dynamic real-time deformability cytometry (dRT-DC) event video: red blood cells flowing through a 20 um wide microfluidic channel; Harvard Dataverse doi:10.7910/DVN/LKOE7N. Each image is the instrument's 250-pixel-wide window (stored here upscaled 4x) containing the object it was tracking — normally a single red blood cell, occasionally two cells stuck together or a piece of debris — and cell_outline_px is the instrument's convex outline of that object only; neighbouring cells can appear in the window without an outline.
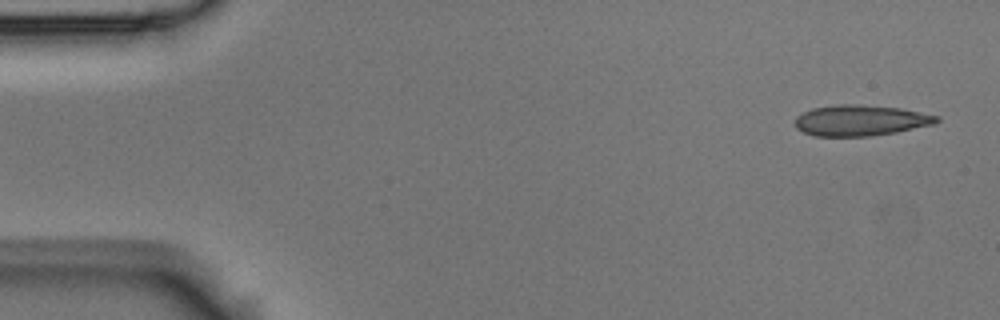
{"species": "Egyptian fruit bat (a non-hibernating species)", "species_latin": "Rousettus aegyptiacus", "temperature_condition": "room temperature", "stored_images_in_passage": 5, "camera_frame_rate_fps": 3000, "um_per_image_px": 0.085, "animal": {"sex": "male"}, "frame": {"image": 1, "passage_image": 1, "time_ms": 0.0, "image_size_px": [1000, 320], "cell_outline_px": [[940, 120], [936, 124], [896, 132], [872, 136], [816, 136], [804, 132], [796, 128], [796, 116], [812, 108], [836, 104], [860, 104], [900, 108], [940, 116]], "centroid_in_image_um": [73.18, 10.23], "position_along_channel_um": 11.8, "area_um2": 25.55}}
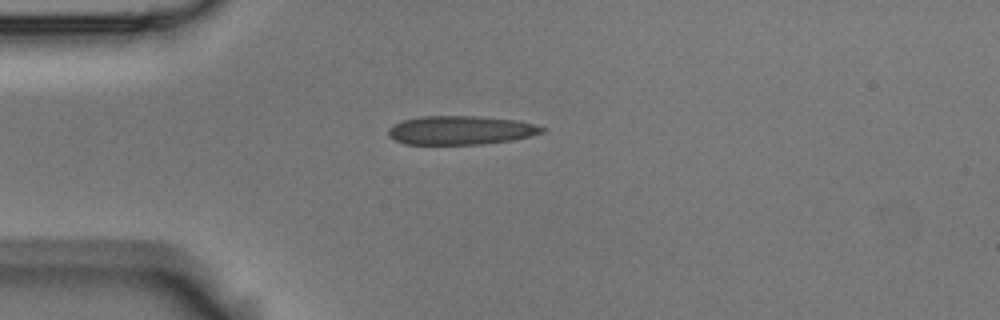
{"frame": {"image": 2, "passage_image": 4, "time_ms": 1.0, "image_size_px": [1000, 320], "cell_outline_px": [[548, 128], [544, 132], [512, 140], [480, 144], [404, 144], [388, 136], [388, 128], [404, 120], [420, 116], [476, 116], [516, 120]], "centroid_in_image_um": [39.15, 11.07], "position_along_channel_um": 45.9, "area_um2": 25.61}}